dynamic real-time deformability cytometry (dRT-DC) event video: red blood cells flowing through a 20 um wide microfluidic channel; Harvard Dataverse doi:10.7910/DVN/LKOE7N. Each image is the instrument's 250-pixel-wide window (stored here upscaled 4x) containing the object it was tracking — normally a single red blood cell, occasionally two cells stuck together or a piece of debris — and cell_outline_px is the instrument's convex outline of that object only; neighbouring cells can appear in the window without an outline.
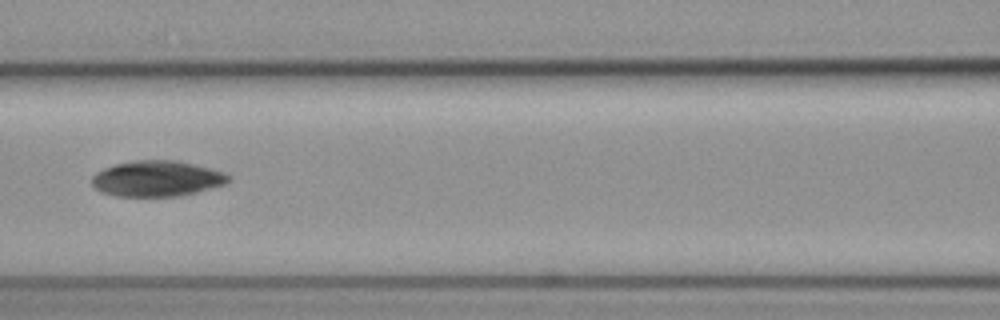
{"species": "common noctule bat (a hibernating species)", "species_latin": "Nyctalus noctula", "temperature_condition": "cold", "stored_images_in_passage": 14, "camera_frame_rate_fps": 3000, "um_per_image_px": 0.085, "animal": {"sex": "female", "body_mass_g": 19.3, "forearm_length_mm": 54.1}, "frame": {"image": 1, "passage_image": 5, "time_ms": 1.333, "image_size_px": [1000, 320], "cell_outline_px": [[232, 180], [224, 184], [196, 192], [180, 196], [116, 196], [100, 192], [92, 184], [92, 176], [96, 172], [104, 168], [116, 164], [136, 160], [176, 160], [212, 168], [228, 172], [232, 176]], "centroid_in_image_um": [13.38, 15.17], "position_along_channel_um": 153.2, "area_um2": 28.67}}
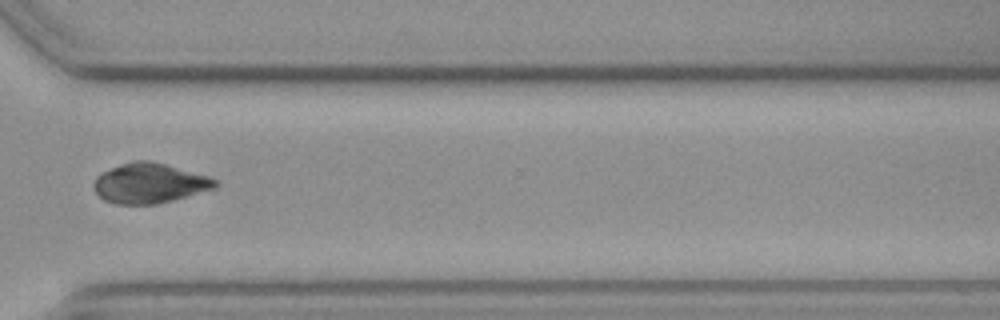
{"frame": {"image": 2, "passage_image": 10, "time_ms": 3.0, "image_size_px": [1000, 320], "cell_outline_px": [[220, 184], [216, 188], [172, 200], [156, 204], [116, 204], [104, 200], [92, 188], [92, 184], [96, 176], [100, 172], [120, 164], [132, 160], [148, 160], [164, 164], [208, 176], [216, 180]], "centroid_in_image_um": [12.67, 15.57], "position_along_channel_um": 357.9, "area_um2": 28.32}}
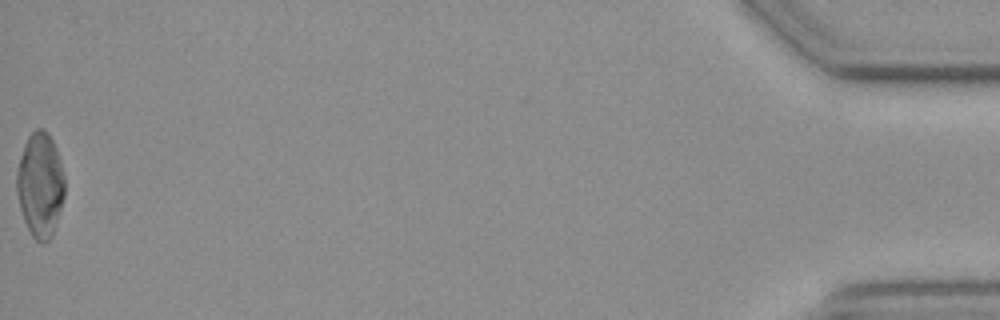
{"frame": {"image": 3, "passage_image": 14, "time_ms": 4.333, "image_size_px": [1000, 320], "cell_outline_px": [[64, 196], [52, 236], [44, 244], [40, 244], [32, 236], [24, 220], [20, 208], [16, 192], [16, 172], [24, 144], [28, 136], [36, 128], [44, 128], [48, 132], [56, 148], [64, 176]], "centroid_in_image_um": [3.4, 15.71], "position_along_channel_um": 431.8, "area_um2": 29.25}}